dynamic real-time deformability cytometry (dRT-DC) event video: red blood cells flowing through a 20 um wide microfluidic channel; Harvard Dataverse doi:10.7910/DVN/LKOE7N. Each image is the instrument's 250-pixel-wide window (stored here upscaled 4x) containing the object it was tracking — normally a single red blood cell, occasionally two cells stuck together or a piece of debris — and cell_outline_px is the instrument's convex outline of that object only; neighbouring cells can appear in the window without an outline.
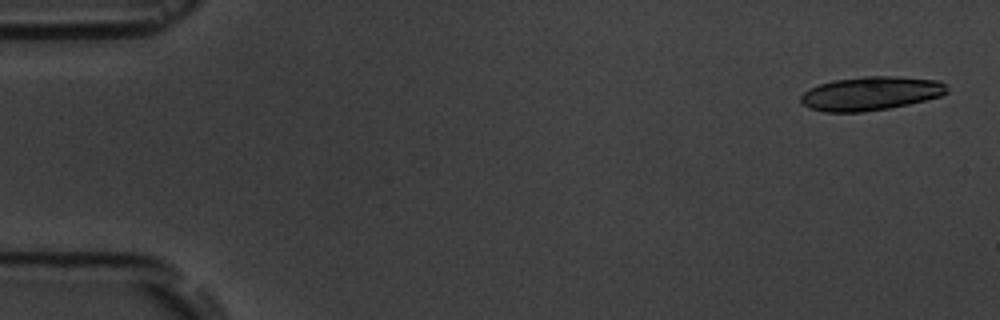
{"species": "common noctule bat (a hibernating species)", "species_latin": "Nyctalus noctula", "temperature_condition": "room temperature", "stored_images_in_passage": 5, "camera_frame_rate_fps": 3000, "um_per_image_px": 0.085, "animal": {"sex": "male", "body_mass_g": 19.5, "forearm_length_mm": 54.6}, "frame": {"image": 1, "passage_image": 1, "time_ms": 0.0, "image_size_px": [1000, 320], "cell_outline_px": [[948, 92], [940, 96], [908, 104], [888, 108], [864, 112], [824, 112], [808, 108], [800, 100], [800, 96], [804, 92], [820, 84], [832, 80], [864, 76], [896, 76], [940, 80], [948, 84]], "centroid_in_image_um": [74.04, 7.94], "position_along_channel_um": 11.0, "area_um2": 28.9}}
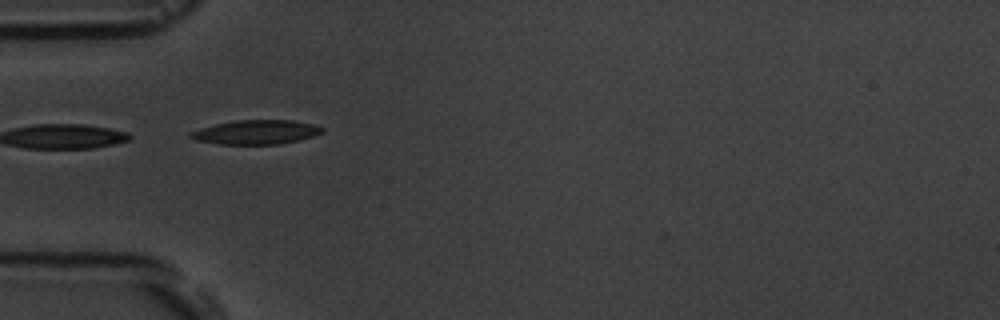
{"frame": {"image": 2, "passage_image": 5, "time_ms": 5.333, "image_size_px": [1000, 320], "cell_outline_px": [[324, 132], [312, 136], [280, 144], [216, 144], [196, 140], [188, 136], [188, 132], [200, 128], [216, 124], [236, 120], [292, 120], [312, 124], [324, 128]], "centroid_in_image_um": [21.73, 11.23], "position_along_channel_um": 63.3, "area_um2": 18.5}}